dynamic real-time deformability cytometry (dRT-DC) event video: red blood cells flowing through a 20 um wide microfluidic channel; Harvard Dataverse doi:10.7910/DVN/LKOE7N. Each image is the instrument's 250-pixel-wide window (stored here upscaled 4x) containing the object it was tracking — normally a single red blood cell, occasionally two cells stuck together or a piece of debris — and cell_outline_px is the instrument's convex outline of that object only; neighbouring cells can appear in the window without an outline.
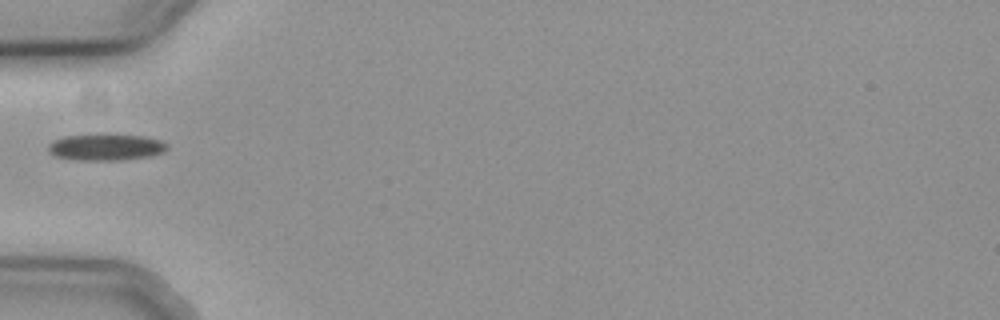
{"species": "common noctule bat (a hibernating species)", "species_latin": "Nyctalus noctula", "temperature_condition": "cold", "stored_images_in_passage": 7, "camera_frame_rate_fps": 3000, "um_per_image_px": 0.085, "animal": {"sex": "female", "body_mass_g": 19.3, "forearm_length_mm": 54.1}, "frame": {"image": 1, "passage_image": 1, "time_ms": 0.0, "image_size_px": [1000, 320], "cell_outline_px": [[168, 148], [164, 152], [152, 156], [120, 160], [76, 160], [56, 156], [48, 152], [48, 144], [52, 140], [64, 136], [96, 132], [104, 132], [144, 136], [160, 140], [168, 144]], "centroid_in_image_um": [8.99, 12.47], "position_along_channel_um": 76.0, "area_um2": 19.25}}